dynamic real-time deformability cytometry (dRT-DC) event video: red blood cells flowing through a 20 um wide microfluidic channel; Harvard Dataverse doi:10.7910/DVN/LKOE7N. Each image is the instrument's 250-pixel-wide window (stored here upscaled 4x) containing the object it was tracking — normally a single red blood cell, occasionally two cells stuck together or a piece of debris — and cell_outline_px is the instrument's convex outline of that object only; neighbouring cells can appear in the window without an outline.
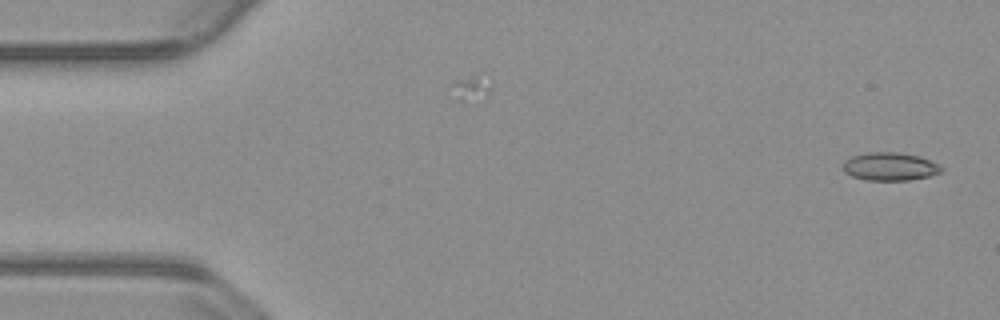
{"species": "common noctule bat (a hibernating species)", "species_latin": "Nyctalus noctula", "temperature_condition": "warm", "stored_images_in_passage": 10, "camera_frame_rate_fps": 3000, "um_per_image_px": 0.085, "animal": {"sex": "male", "body_mass_g": 23.1, "forearm_length_mm": 52.7}, "frame": {"image": 1, "passage_image": 1, "time_ms": 0.0, "image_size_px": [1000, 320], "cell_outline_px": [[944, 172], [928, 176], [908, 180], [864, 180], [852, 176], [844, 172], [844, 160], [852, 156], [868, 152], [900, 152], [920, 156], [944, 168]], "centroid_in_image_um": [75.64, 14.15], "position_along_channel_um": 9.4, "area_um2": 16.13}}